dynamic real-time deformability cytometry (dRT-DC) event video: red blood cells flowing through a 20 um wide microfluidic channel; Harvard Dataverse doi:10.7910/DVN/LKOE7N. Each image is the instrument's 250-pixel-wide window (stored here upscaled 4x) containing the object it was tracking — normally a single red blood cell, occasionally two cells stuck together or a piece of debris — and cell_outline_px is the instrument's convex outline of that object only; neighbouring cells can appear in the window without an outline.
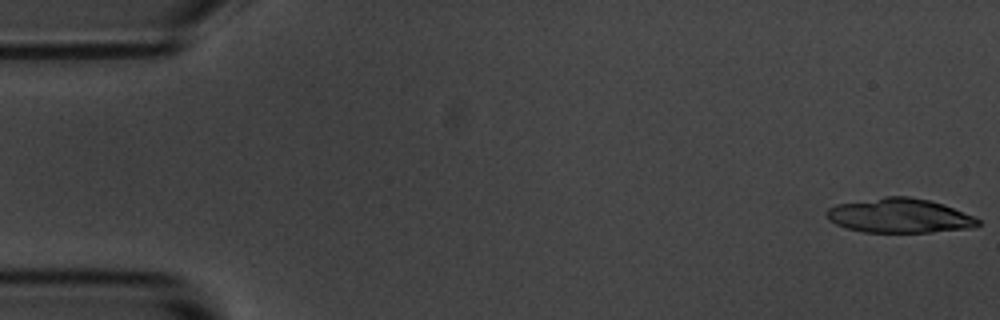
{"species": "common noctule bat (a hibernating species)", "species_latin": "Nyctalus noctula", "temperature_condition": "room temperature", "stored_images_in_passage": 4, "camera_frame_rate_fps": 3000, "um_per_image_px": 0.085, "animal": {"sex": "male", "body_mass_g": 20.1, "forearm_length_mm": 53.5}, "frame": {"image": 1, "passage_image": 1, "time_ms": 0.0, "image_size_px": [1000, 320], "cell_outline_px": [[980, 224], [976, 228], [932, 232], [864, 232], [844, 228], [828, 220], [824, 212], [828, 208], [836, 204], [884, 196], [908, 196], [928, 200], [944, 204], [972, 216], [980, 220]], "centroid_in_image_um": [76.43, 18.33], "position_along_channel_um": 8.6, "area_um2": 30.63}}